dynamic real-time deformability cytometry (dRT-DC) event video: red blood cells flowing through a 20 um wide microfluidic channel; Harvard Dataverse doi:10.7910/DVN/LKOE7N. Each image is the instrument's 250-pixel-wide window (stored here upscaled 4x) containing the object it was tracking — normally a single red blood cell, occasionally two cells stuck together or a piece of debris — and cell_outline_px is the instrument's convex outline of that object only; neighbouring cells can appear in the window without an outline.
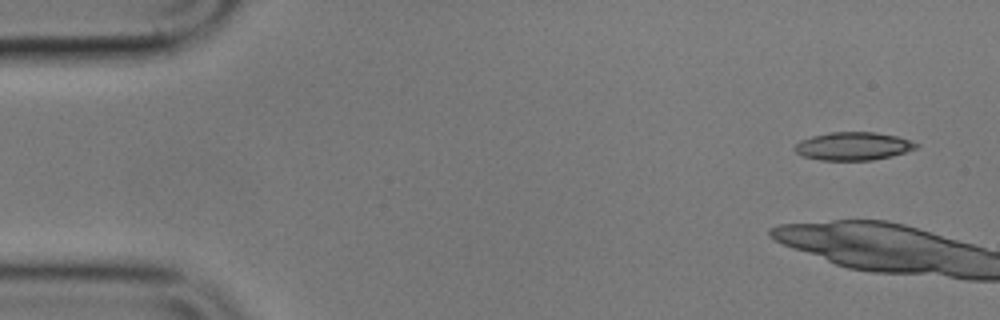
{"species": "common noctule bat (a hibernating species)", "species_latin": "Nyctalus noctula", "temperature_condition": "cold", "stored_images_in_passage": 5, "camera_frame_rate_fps": 3000, "um_per_image_px": 0.085, "animal": {"sex": "male", "body_mass_g": 17.9}, "frame": {"image": 1, "passage_image": 1, "time_ms": 0.0, "image_size_px": [1000, 320], "cell_outline_px": [[920, 144], [916, 148], [892, 156], [872, 160], [820, 160], [804, 156], [796, 152], [796, 144], [800, 140], [812, 136], [828, 132], [876, 132], [896, 136], [912, 140]], "centroid_in_image_um": [72.55, 12.41], "position_along_channel_um": 12.4, "area_um2": 19.83}}